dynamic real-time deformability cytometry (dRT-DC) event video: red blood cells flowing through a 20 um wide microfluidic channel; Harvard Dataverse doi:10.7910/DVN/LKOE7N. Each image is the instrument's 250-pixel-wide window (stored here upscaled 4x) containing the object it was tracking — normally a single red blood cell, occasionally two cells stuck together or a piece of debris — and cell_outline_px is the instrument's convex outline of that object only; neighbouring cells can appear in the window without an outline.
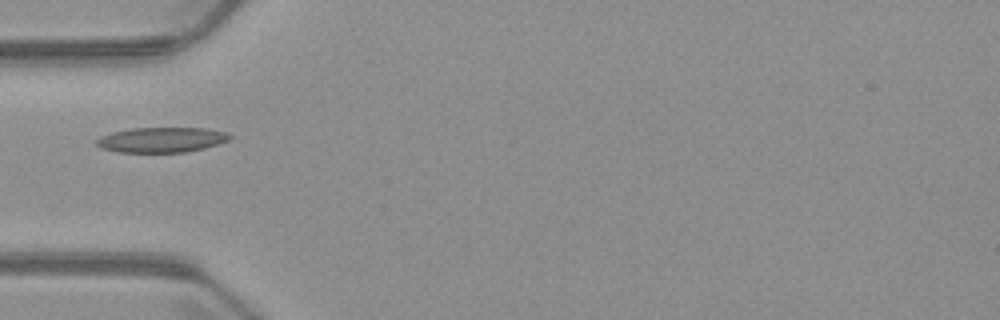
{"species": "common noctule bat (a hibernating species)", "species_latin": "Nyctalus noctula", "temperature_condition": "warm", "stored_images_in_passage": 5, "camera_frame_rate_fps": 3000, "um_per_image_px": 0.085, "animal": {"sex": "male", "body_mass_g": 23.1, "forearm_length_mm": 52.7}, "frame": {"image": 1, "passage_image": 4, "time_ms": 3.667, "image_size_px": [1000, 320], "cell_outline_px": [[232, 136], [228, 140], [204, 148], [184, 152], [116, 152], [100, 148], [92, 140], [100, 136], [112, 132], [132, 128], [208, 128], [228, 132]], "centroid_in_image_um": [13.68, 11.88], "position_along_channel_um": 71.3, "area_um2": 19.65}}
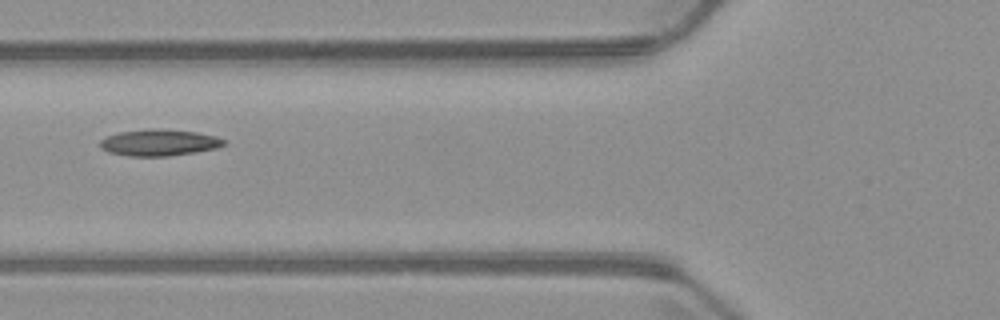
{"frame": {"image": 2, "passage_image": 5, "time_ms": 4.667, "image_size_px": [1000, 320], "cell_outline_px": [[228, 144], [216, 148], [196, 152], [168, 156], [128, 156], [108, 152], [100, 148], [100, 140], [108, 136], [120, 132], [148, 128], [160, 128], [196, 132], [216, 136], [224, 140]], "centroid_in_image_um": [13.53, 12.12], "position_along_channel_um": 112.3, "area_um2": 19.25}}